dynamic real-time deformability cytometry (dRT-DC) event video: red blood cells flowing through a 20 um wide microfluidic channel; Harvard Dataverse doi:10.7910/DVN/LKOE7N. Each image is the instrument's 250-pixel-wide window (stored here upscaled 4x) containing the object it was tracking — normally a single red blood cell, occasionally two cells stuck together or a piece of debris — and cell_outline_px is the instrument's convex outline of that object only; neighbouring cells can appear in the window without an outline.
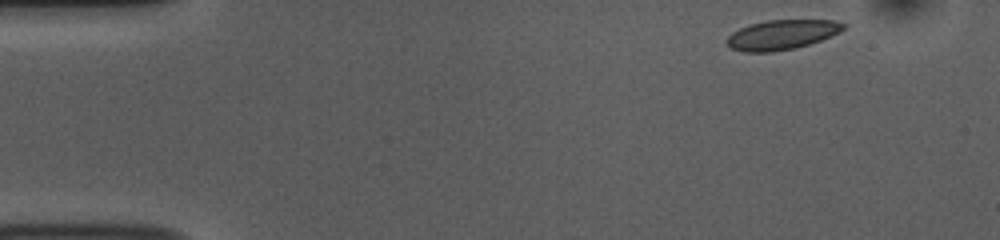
{"species": "common noctule bat (a hibernating species)", "species_latin": "Nyctalus noctula", "temperature_condition": "room temperature", "stored_images_in_passage": 49, "camera_frame_rate_fps": 3000, "um_per_image_px": 0.085, "animal": {"sex": "female", "body_mass_g": 10.0, "forearm_length_mm": 53.1}, "frame": {"image": 1, "passage_image": 1, "time_ms": 0.0, "image_size_px": [1000, 240], "cell_outline_px": [[848, 24], [840, 32], [820, 40], [796, 48], [772, 52], [744, 52], [732, 48], [724, 40], [732, 32], [740, 28], [752, 24], [768, 20], [832, 20]], "centroid_in_image_um": [66.45, 2.95], "position_along_channel_um": 18.5, "area_um2": 20.11}}
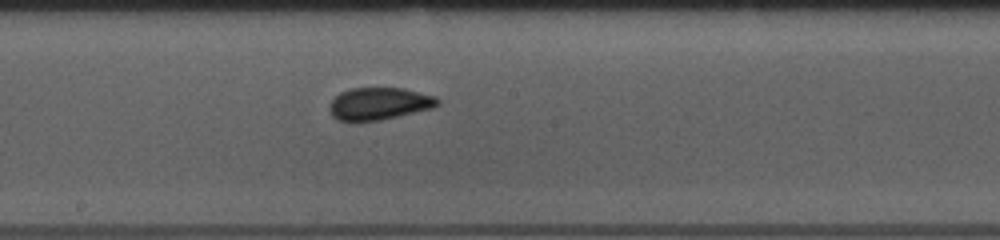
{"frame": {"image": 2, "passage_image": 24, "time_ms": 7.667, "image_size_px": [1000, 240], "cell_outline_px": [[440, 104], [432, 108], [380, 120], [356, 124], [336, 120], [332, 116], [328, 108], [332, 100], [340, 92], [352, 88], [404, 88], [436, 96], [440, 100]], "centroid_in_image_um": [32.18, 8.84], "position_along_channel_um": 216.0, "area_um2": 20.87}}
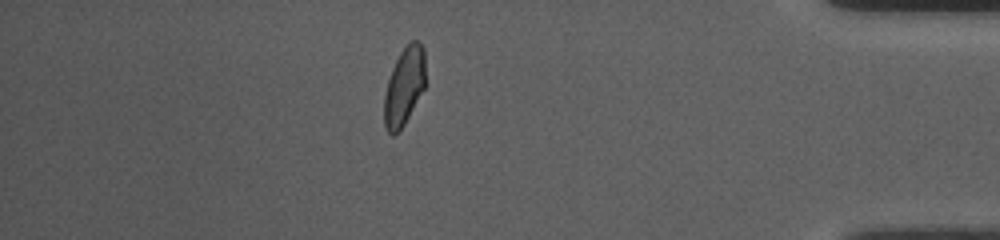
{"frame": {"image": 3, "passage_image": 42, "time_ms": 13.667, "image_size_px": [1000, 240], "cell_outline_px": [[428, 84], [404, 124], [392, 136], [384, 128], [384, 96], [388, 80], [392, 68], [400, 52], [412, 40], [416, 40], [424, 48]], "centroid_in_image_um": [34.4, 7.33], "position_along_channel_um": 400.8, "area_um2": 19.19}, "authors_computed_cell_mechanics": {"area_um2": 20.1144, "velocity_mm_per_s": 3.7289, "shape_relaxation_time_tau1_ms": 7.3201, "shape_relaxation_time_tau2_ms": 1.2197, "deformation_change_tau1": 0.1514, "deformation_change_tau2": 0.0449}}